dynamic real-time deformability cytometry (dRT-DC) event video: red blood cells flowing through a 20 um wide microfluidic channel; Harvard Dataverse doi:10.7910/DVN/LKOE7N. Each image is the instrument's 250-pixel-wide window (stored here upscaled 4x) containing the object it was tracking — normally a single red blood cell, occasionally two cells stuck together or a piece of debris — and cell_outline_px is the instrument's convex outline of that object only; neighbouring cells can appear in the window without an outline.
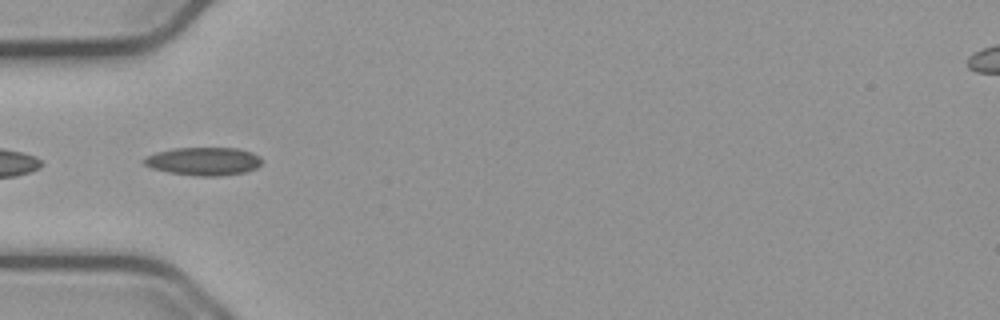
{"species": "common noctule bat (a hibernating species)", "species_latin": "Nyctalus noctula", "temperature_condition": "cold", "stored_images_in_passage": 39, "camera_frame_rate_fps": 3000, "um_per_image_px": 0.085, "animal": {"sex": "male", "body_mass_g": 23.1, "forearm_length_mm": 52.7}, "frame": {"image": 1, "passage_image": 2, "time_ms": 0.333, "image_size_px": [1000, 320], "cell_outline_px": [[264, 160], [256, 168], [244, 172], [220, 176], [196, 176], [168, 172], [152, 168], [144, 164], [140, 160], [156, 152], [176, 148], [236, 148], [252, 152], [260, 156]], "centroid_in_image_um": [17.32, 13.71], "position_along_channel_um": 67.7, "area_um2": 19.36}}
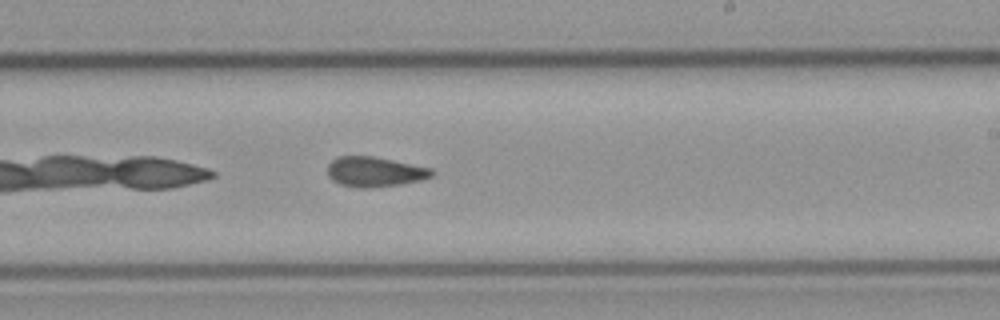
{"frame": {"image": 2, "passage_image": 17, "time_ms": 5.333, "image_size_px": [1000, 320], "cell_outline_px": [[436, 172], [432, 176], [420, 180], [400, 184], [364, 188], [356, 188], [340, 184], [332, 180], [328, 176], [328, 164], [336, 156], [372, 156], [432, 168]], "centroid_in_image_um": [31.84, 14.6], "position_along_channel_um": 257.2, "area_um2": 18.21}}
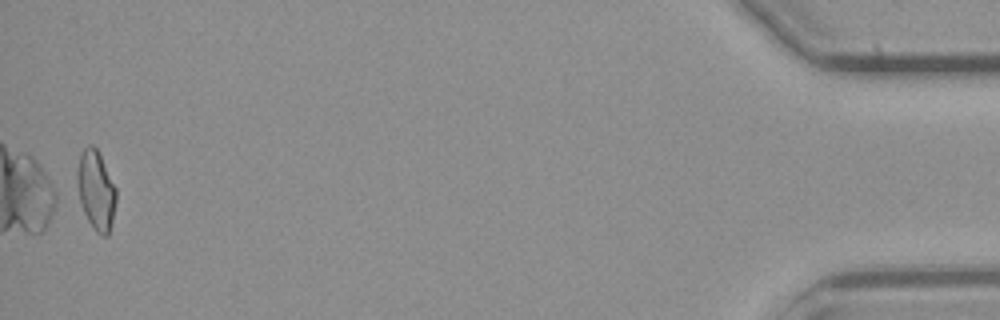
{"frame": {"image": 3, "passage_image": 38, "time_ms": 12.333, "image_size_px": [1000, 320], "cell_outline_px": [[116, 200], [112, 220], [108, 236], [100, 236], [92, 228], [84, 212], [80, 200], [76, 180], [76, 172], [80, 156], [84, 148], [88, 144], [92, 144], [100, 152], [116, 188]], "centroid_in_image_um": [8.16, 16.15], "position_along_channel_um": 427.0, "area_um2": 18.15}, "authors_computed_cell_mechanics": {"area_um2": 18.1492, "velocity_mm_per_s": 3.779, "shape_relaxation_time_tau1_ms": null, "shape_relaxation_time_tau2_ms": 3.7434, "deformation_change_tau1": null, "deformation_change_tau2": 0.1109}}